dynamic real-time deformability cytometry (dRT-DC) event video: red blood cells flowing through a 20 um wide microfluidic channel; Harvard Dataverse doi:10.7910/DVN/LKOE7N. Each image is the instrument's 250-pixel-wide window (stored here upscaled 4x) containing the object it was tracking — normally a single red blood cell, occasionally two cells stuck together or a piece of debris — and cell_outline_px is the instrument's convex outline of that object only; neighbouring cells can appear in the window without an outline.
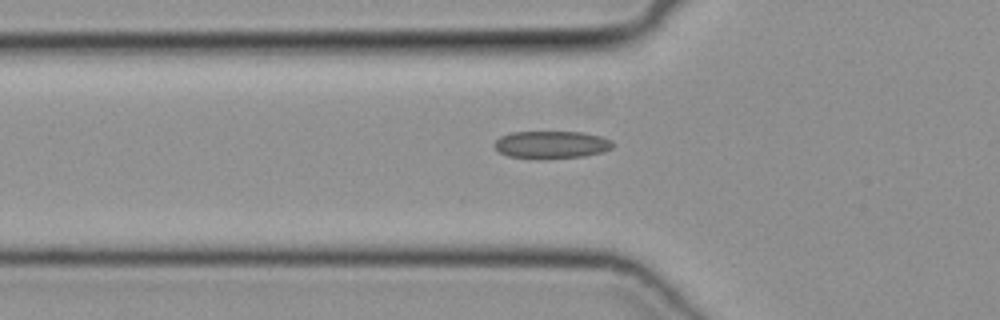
{"species": "common noctule bat (a hibernating species)", "species_latin": "Nyctalus noctula", "temperature_condition": "cold", "stored_images_in_passage": 47, "camera_frame_rate_fps": 3000, "um_per_image_px": 0.085, "animal": {"sex": "female", "body_mass_g": 19.3, "forearm_length_mm": 54.1}, "frame": {"image": 1, "passage_image": 17, "time_ms": 5.333, "image_size_px": [1000, 320], "cell_outline_px": [[612, 148], [600, 152], [584, 156], [508, 156], [500, 152], [496, 148], [496, 140], [500, 136], [512, 132], [584, 132], [600, 136], [612, 140]], "centroid_in_image_um": [46.9, 12.24], "position_along_channel_um": 78.9, "area_um2": 17.98}}
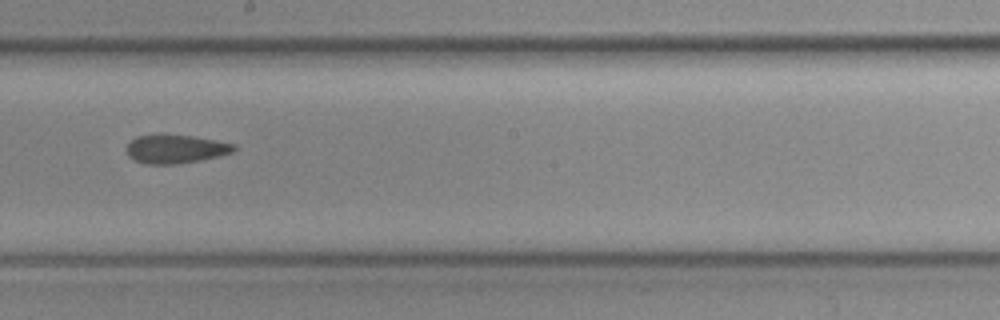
{"frame": {"image": 2, "passage_image": 28, "time_ms": 9.0, "image_size_px": [1000, 320], "cell_outline_px": [[236, 148], [232, 152], [220, 156], [200, 160], [176, 164], [148, 164], [136, 160], [128, 156], [128, 144], [136, 136], [192, 136], [236, 144]], "centroid_in_image_um": [14.97, 12.68], "position_along_channel_um": 233.2, "area_um2": 17.34}}
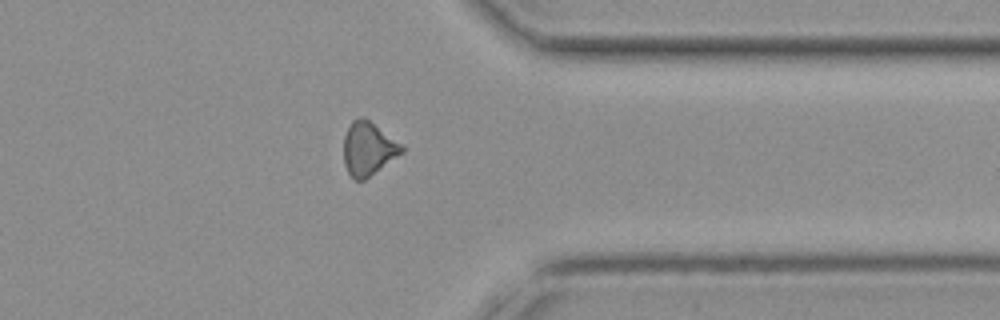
{"frame": {"image": 3, "passage_image": 39, "time_ms": 12.667, "image_size_px": [1000, 320], "cell_outline_px": [[404, 152], [364, 180], [356, 180], [348, 172], [344, 164], [344, 136], [352, 120], [360, 116], [364, 116], [404, 144]], "centroid_in_image_um": [31.33, 12.6], "position_along_channel_um": 380.1, "area_um2": 18.26}}